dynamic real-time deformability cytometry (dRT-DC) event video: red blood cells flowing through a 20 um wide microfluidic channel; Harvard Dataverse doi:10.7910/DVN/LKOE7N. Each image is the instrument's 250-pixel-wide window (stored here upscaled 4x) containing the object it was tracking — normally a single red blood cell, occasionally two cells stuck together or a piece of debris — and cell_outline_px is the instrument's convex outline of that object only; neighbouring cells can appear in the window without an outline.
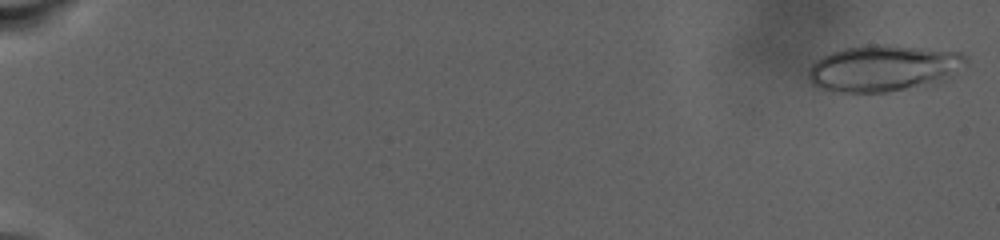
{"species": "human", "species_latin": "Homo sapiens", "temperature_condition": "warm", "stored_images_in_passage": 87, "camera_frame_rate_fps": 3000, "um_per_image_px": 0.085, "donor": {"sex": "male"}, "frame": {"image": 1, "passage_image": 2, "time_ms": 0.333, "image_size_px": [1000, 240], "cell_outline_px": [[968, 64], [952, 80], [884, 92], [832, 92], [816, 88], [808, 80], [808, 68], [816, 60], [832, 52], [844, 48], [872, 44], [884, 44], [924, 48], [960, 52], [968, 56]], "centroid_in_image_um": [75.15, 5.81], "position_along_channel_um": 9.8, "area_um2": 43.35}}
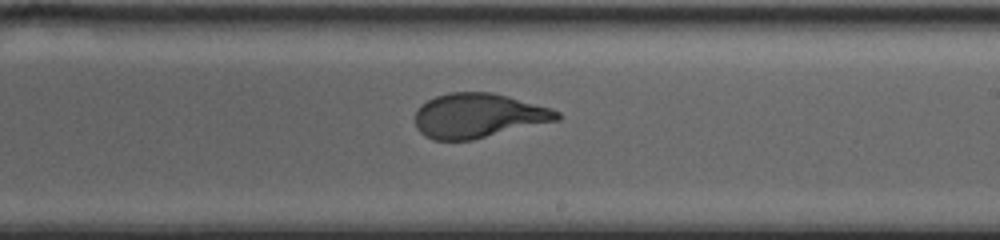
{"frame": {"image": 2, "passage_image": 56, "time_ms": 18.333, "image_size_px": [1000, 240], "cell_outline_px": [[560, 120], [472, 140], [432, 140], [424, 136], [416, 128], [416, 108], [420, 104], [436, 96], [448, 92], [492, 92], [508, 96], [552, 108], [560, 112]], "centroid_in_image_um": [40.65, 9.83], "position_along_channel_um": 248.3, "area_um2": 37.05}}
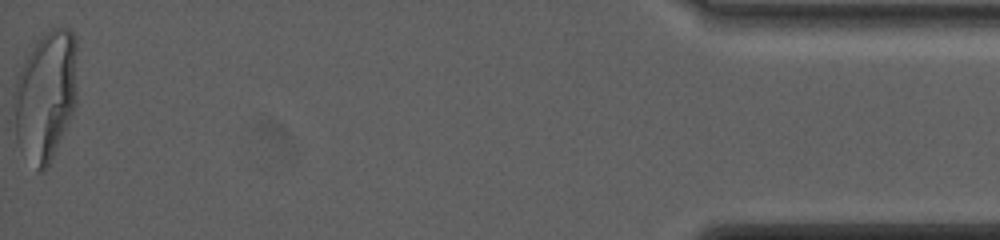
{"frame": {"image": 3, "passage_image": 87, "time_ms": 28.667, "image_size_px": [1000, 240], "cell_outline_px": [[76, 104], [56, 148], [44, 172], [36, 172], [16, 140], [12, 96], [16, 80], [24, 60], [32, 44], [48, 28], [68, 28], [72, 32], [76, 40]], "centroid_in_image_um": [3.85, 8.09], "position_along_channel_um": 431.3, "area_um2": 48.26}, "authors_computed_cell_mechanics": {"area_um2": 38.9572, "velocity_mm_per_s": 2.5258, "shape_relaxation_time_tau1_ms": 8.6973, "shape_relaxation_time_tau2_ms": null, "deformation_change_tau1": 0.2852, "deformation_change_tau2": null}}